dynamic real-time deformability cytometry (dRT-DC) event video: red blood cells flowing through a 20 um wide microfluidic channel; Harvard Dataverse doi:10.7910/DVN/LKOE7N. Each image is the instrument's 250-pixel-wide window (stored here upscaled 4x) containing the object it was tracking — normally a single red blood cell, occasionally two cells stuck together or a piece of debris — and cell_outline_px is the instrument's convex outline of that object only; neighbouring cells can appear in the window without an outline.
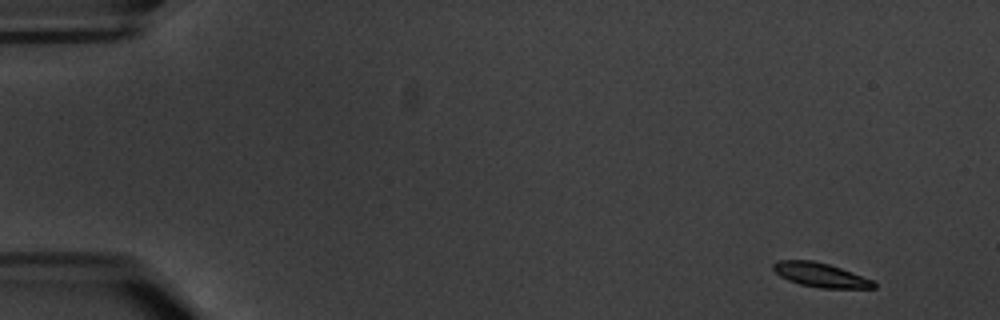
{"species": "common noctule bat (a hibernating species)", "species_latin": "Nyctalus noctula", "temperature_condition": "warm", "stored_images_in_passage": 4, "camera_frame_rate_fps": 3000, "um_per_image_px": 0.085, "animal": {"sex": "male", "body_mass_g": 20.1, "forearm_length_mm": 53.5}, "frame": {"image": 1, "passage_image": 1, "time_ms": 0.0, "image_size_px": [1000, 320], "cell_outline_px": [[876, 288], [820, 288], [800, 284], [788, 280], [780, 276], [772, 268], [772, 264], [780, 260], [812, 260], [828, 264], [852, 272], [872, 280], [876, 284]], "centroid_in_image_um": [69.73, 23.37], "position_along_channel_um": 15.3, "area_um2": 14.05}}